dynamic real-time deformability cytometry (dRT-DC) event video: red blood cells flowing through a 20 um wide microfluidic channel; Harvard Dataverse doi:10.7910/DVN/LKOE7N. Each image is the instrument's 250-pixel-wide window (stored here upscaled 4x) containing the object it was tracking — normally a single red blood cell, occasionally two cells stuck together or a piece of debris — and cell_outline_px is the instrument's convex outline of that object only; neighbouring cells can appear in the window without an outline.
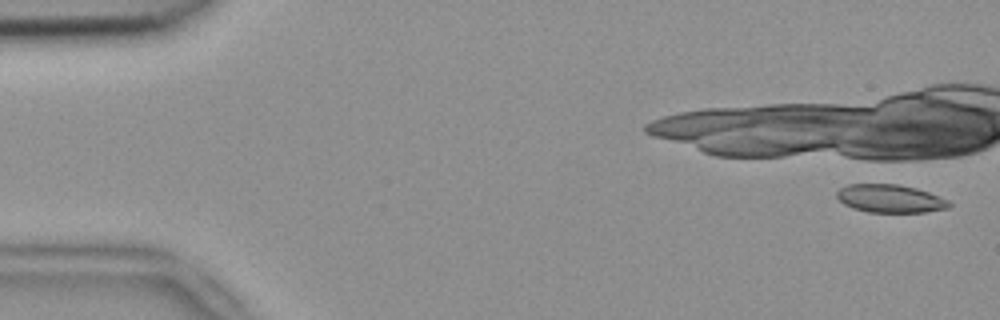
{"species": "common noctule bat (a hibernating species)", "species_latin": "Nyctalus noctula", "temperature_condition": "room temperature", "stored_images_in_passage": 3, "camera_frame_rate_fps": 3000, "um_per_image_px": 0.085, "animal": {"sex": "female", "body_mass_g": 18.4}, "frame": {"image": 1, "passage_image": 2, "time_ms": 0.333, "image_size_px": [1000, 320], "cell_outline_px": [[952, 204], [948, 208], [924, 212], [868, 212], [852, 208], [844, 204], [836, 196], [836, 192], [840, 188], [848, 184], [896, 184], [916, 188], [928, 192], [948, 200]], "centroid_in_image_um": [75.64, 16.88], "position_along_channel_um": 9.4, "area_um2": 18.32}}